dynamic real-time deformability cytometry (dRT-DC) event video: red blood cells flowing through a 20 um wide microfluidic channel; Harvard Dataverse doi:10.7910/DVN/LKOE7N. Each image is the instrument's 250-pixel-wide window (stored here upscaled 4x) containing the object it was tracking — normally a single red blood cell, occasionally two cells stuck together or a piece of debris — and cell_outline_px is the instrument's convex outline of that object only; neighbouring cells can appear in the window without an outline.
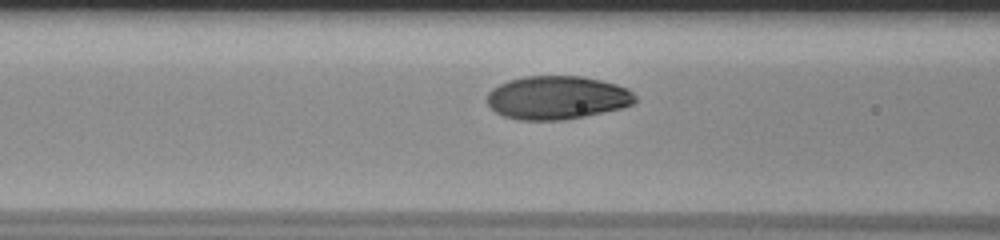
{"species": "human", "species_latin": "Homo sapiens", "temperature_condition": "room temperature", "stored_images_in_passage": 18, "camera_frame_rate_fps": 3000, "um_per_image_px": 0.085, "donor": {"sex": "male"}, "frame": {"image": 1, "passage_image": 16, "time_ms": 5.0, "image_size_px": [1000, 240], "cell_outline_px": [[636, 100], [632, 104], [624, 108], [564, 120], [516, 120], [504, 116], [496, 112], [488, 104], [488, 92], [492, 88], [508, 80], [524, 76], [580, 76], [600, 80], [616, 84], [628, 88], [636, 96]], "centroid_in_image_um": [47.36, 8.3], "position_along_channel_um": 119.2, "area_um2": 37.57}}